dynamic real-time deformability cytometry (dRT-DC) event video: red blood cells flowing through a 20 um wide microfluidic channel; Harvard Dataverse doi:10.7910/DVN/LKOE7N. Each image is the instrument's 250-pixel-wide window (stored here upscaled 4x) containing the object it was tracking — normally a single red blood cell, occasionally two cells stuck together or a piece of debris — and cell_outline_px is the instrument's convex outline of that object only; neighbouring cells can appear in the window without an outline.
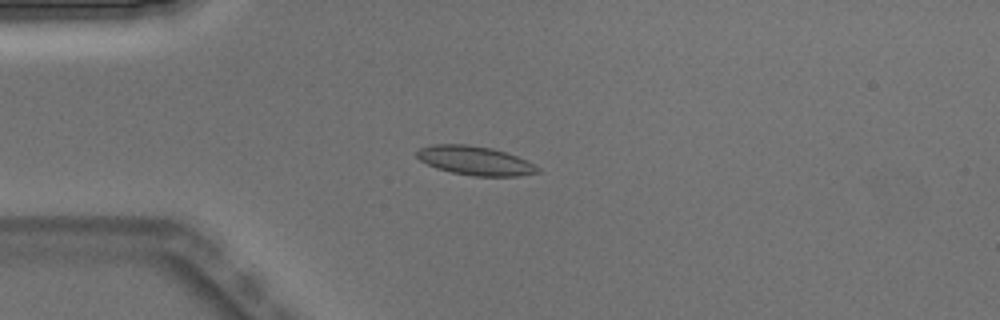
{"species": "Egyptian fruit bat (a non-hibernating species)", "species_latin": "Rousettus aegyptiacus", "temperature_condition": "warm", "stored_images_in_passage": 4, "camera_frame_rate_fps": 3000, "um_per_image_px": 0.085, "animal": {"sex": "male"}, "frame": {"image": 1, "passage_image": 4, "time_ms": 1.0, "image_size_px": [1000, 320], "cell_outline_px": [[540, 172], [516, 176], [472, 176], [452, 172], [436, 168], [420, 160], [416, 156], [416, 152], [420, 148], [432, 144], [468, 144], [492, 148], [516, 156], [540, 168]], "centroid_in_image_um": [40.34, 13.65], "position_along_channel_um": 44.7, "area_um2": 20.23}}